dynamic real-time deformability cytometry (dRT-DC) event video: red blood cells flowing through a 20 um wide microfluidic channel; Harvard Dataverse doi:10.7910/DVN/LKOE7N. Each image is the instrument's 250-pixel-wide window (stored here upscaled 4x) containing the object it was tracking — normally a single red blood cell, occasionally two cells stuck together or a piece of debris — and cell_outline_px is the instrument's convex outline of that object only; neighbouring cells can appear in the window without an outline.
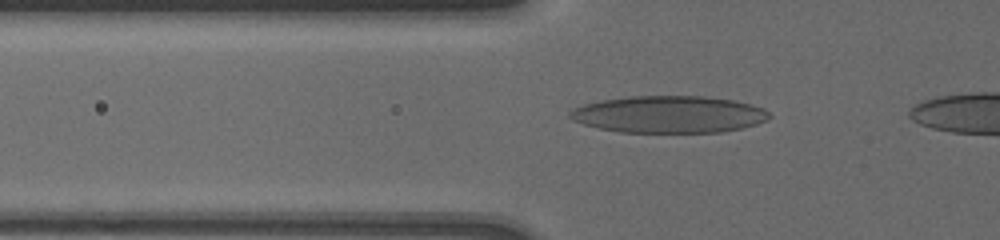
{"species": "human", "species_latin": "Homo sapiens", "temperature_condition": "cold", "stored_images_in_passage": 9, "camera_frame_rate_fps": 3000, "um_per_image_px": 0.085, "donor": {"sex": "male"}, "frame": {"image": 1, "passage_image": 5, "time_ms": 1.333, "image_size_px": [1000, 240], "cell_outline_px": [[772, 116], [768, 120], [756, 124], [740, 128], [720, 132], [620, 132], [600, 128], [584, 124], [572, 120], [568, 116], [568, 112], [572, 108], [584, 104], [604, 100], [632, 96], [700, 96], [732, 100], [764, 108]], "centroid_in_image_um": [56.84, 9.72], "position_along_channel_um": 69.0, "area_um2": 42.77}}